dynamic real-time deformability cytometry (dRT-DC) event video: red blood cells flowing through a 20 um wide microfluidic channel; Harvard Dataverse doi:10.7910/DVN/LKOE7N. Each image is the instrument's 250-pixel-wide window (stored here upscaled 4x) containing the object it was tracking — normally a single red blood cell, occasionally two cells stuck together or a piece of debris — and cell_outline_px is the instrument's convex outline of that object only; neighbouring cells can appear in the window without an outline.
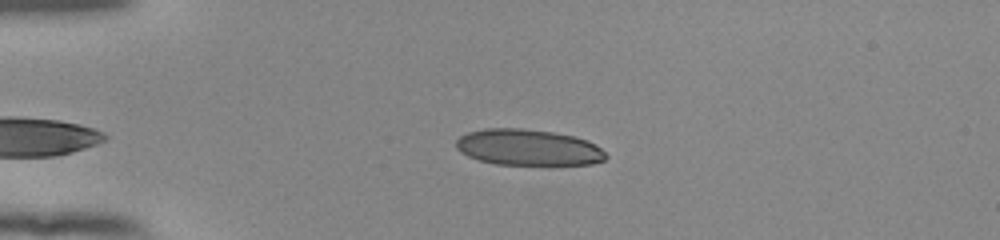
{"species": "human", "species_latin": "Homo sapiens", "temperature_condition": "room temperature", "stored_images_in_passage": 43, "camera_frame_rate_fps": 3000, "um_per_image_px": 0.085, "donor": {"sex": "female"}, "frame": {"image": 1, "passage_image": 3, "time_ms": 0.667, "image_size_px": [1000, 240], "cell_outline_px": [[608, 156], [604, 160], [592, 164], [496, 164], [480, 160], [468, 156], [460, 152], [456, 148], [456, 140], [460, 136], [468, 132], [484, 128], [520, 128], [552, 132], [576, 136], [588, 140], [596, 144]], "centroid_in_image_um": [44.89, 12.52], "position_along_channel_um": 40.1, "area_um2": 31.5}}
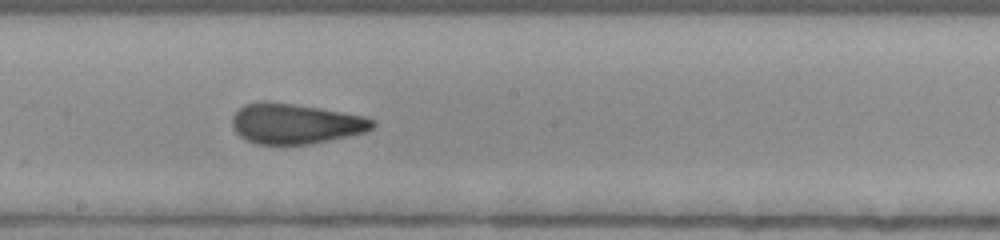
{"frame": {"image": 2, "passage_image": 20, "time_ms": 6.333, "image_size_px": [1000, 240], "cell_outline_px": [[376, 124], [368, 132], [308, 144], [256, 144], [244, 140], [236, 132], [232, 124], [232, 116], [244, 104], [260, 100], [292, 104], [320, 108], [364, 116], [376, 120]], "centroid_in_image_um": [25.1, 10.51], "position_along_channel_um": 223.1, "area_um2": 33.0}}
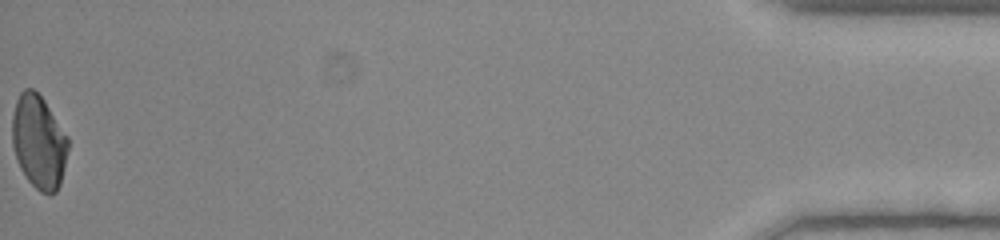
{"frame": {"image": 3, "passage_image": 43, "time_ms": 14.0, "image_size_px": [1000, 240], "cell_outline_px": [[68, 148], [64, 168], [60, 184], [56, 192], [52, 196], [48, 196], [40, 192], [28, 180], [20, 168], [16, 160], [12, 144], [12, 116], [16, 100], [20, 92], [24, 88], [32, 88], [44, 100], [68, 136]], "centroid_in_image_um": [3.29, 12.08], "position_along_channel_um": 431.9, "area_um2": 30.69}, "authors_computed_cell_mechanics": {"area_um2": 32.5414, "velocity_mm_per_s": 3.9261, "shape_relaxation_time_tau1_ms": null, "shape_relaxation_time_tau2_ms": 1.1197, "deformation_change_tau1": null, "deformation_change_tau2": 0.0876}}